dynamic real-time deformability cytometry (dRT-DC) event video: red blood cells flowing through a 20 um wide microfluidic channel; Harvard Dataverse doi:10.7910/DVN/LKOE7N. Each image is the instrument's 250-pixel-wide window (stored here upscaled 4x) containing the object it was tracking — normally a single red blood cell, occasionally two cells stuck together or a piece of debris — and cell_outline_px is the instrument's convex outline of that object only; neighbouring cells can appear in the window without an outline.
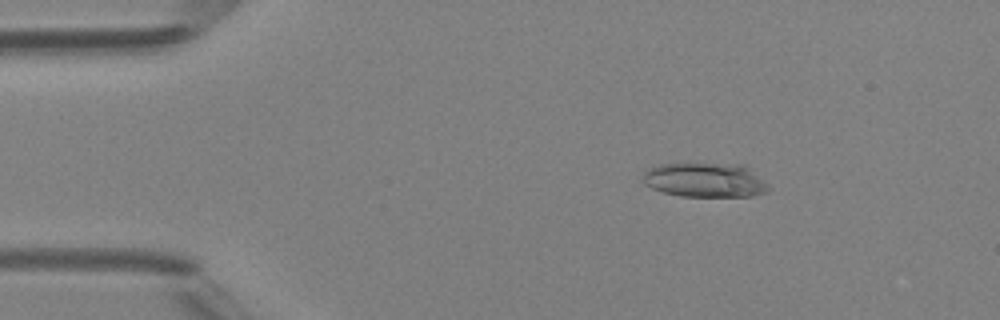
{"species": "Egyptian fruit bat (a non-hibernating species)", "species_latin": "Rousettus aegyptiacus", "temperature_condition": "room temperature", "stored_images_in_passage": 4, "camera_frame_rate_fps": 3000, "um_per_image_px": 0.085, "animal": {"sex": "female"}, "frame": {"image": 1, "passage_image": 2, "time_ms": 1.333, "image_size_px": [1000, 320], "cell_outline_px": [[772, 188], [764, 192], [752, 196], [680, 196], [664, 192], [652, 188], [644, 184], [644, 172], [660, 164], [744, 164], [768, 184]], "centroid_in_image_um": [59.97, 15.31], "position_along_channel_um": 25.0, "area_um2": 24.91}}